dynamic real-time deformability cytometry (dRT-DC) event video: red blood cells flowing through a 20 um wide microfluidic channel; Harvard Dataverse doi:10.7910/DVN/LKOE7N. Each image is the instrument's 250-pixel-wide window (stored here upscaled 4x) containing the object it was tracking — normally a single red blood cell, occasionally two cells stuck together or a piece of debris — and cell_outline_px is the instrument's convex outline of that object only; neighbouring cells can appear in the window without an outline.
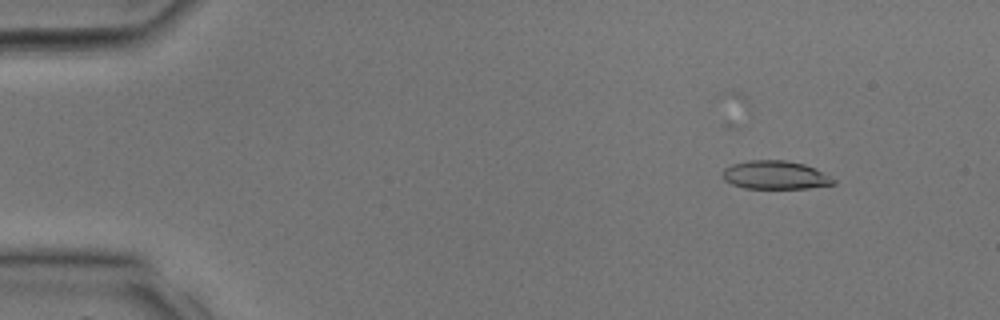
{"species": "common noctule bat (a hibernating species)", "species_latin": "Nyctalus noctula", "temperature_condition": "room temperature", "stored_images_in_passage": 34, "camera_frame_rate_fps": 3000, "um_per_image_px": 0.085, "animal": {"sex": "male", "body_mass_g": 17.9, "forearm_length_mm": 54.2}, "frame": {"image": 1, "passage_image": 4, "time_ms": 1.0, "image_size_px": [1000, 320], "cell_outline_px": [[836, 184], [808, 188], [744, 188], [732, 184], [724, 180], [724, 168], [732, 164], [748, 160], [784, 160], [804, 164], [836, 180]], "centroid_in_image_um": [65.87, 14.88], "position_along_channel_um": 19.1, "area_um2": 18.09}}
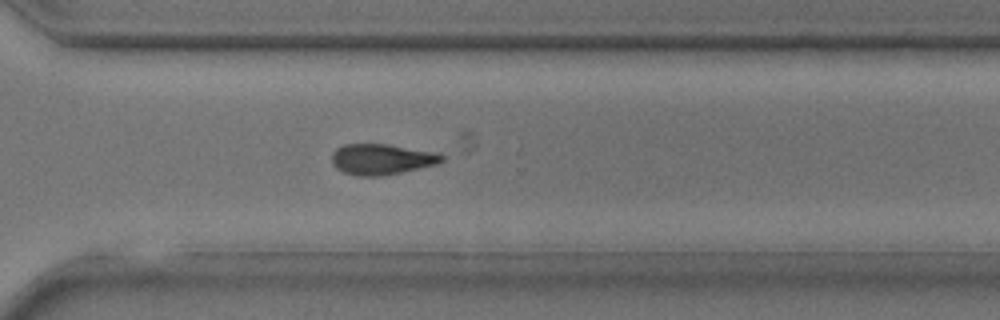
{"frame": {"image": 2, "passage_image": 24, "time_ms": 7.667, "image_size_px": [1000, 320], "cell_outline_px": [[444, 160], [436, 164], [400, 172], [380, 176], [356, 176], [344, 172], [336, 168], [332, 164], [332, 152], [336, 148], [344, 144], [384, 144], [432, 152], [444, 156]], "centroid_in_image_um": [32.36, 13.54], "position_along_channel_um": 338.2, "area_um2": 19.36}}
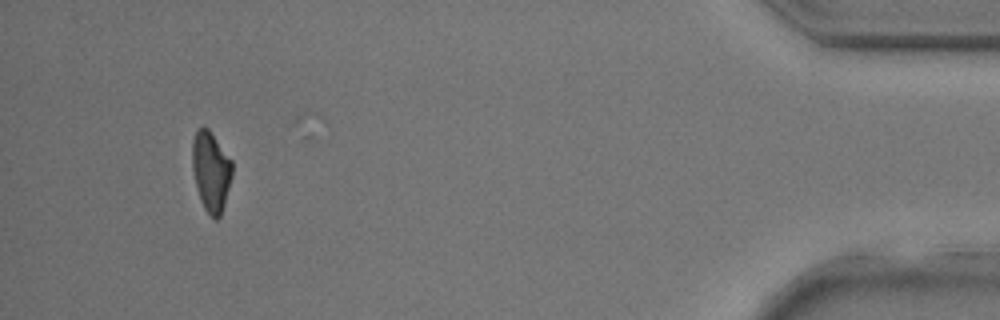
{"frame": {"image": 3, "passage_image": 31, "time_ms": 10.0, "image_size_px": [1000, 320], "cell_outline_px": [[232, 176], [224, 204], [220, 216], [216, 220], [204, 208], [200, 200], [192, 168], [192, 140], [196, 128], [204, 124], [208, 128], [232, 160]], "centroid_in_image_um": [17.92, 14.5], "position_along_channel_um": 417.3, "area_um2": 18.67}}